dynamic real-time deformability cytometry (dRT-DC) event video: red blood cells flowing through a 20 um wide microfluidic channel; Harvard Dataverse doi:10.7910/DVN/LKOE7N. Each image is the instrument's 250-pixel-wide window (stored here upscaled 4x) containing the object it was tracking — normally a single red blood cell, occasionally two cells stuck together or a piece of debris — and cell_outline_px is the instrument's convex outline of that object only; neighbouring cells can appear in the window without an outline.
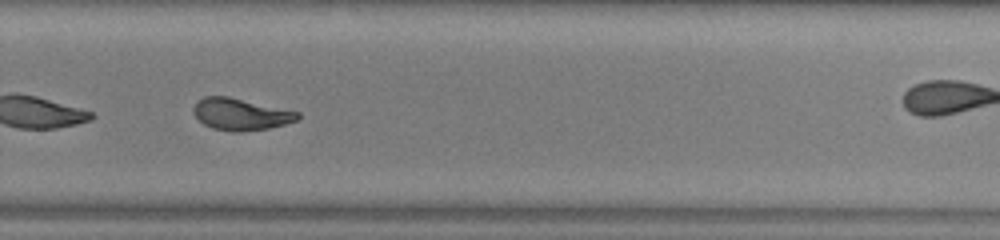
{"species": "common noctule bat (a hibernating species)", "species_latin": "Nyctalus noctula", "temperature_condition": "warm", "stored_images_in_passage": 39, "camera_frame_rate_fps": 3000, "um_per_image_px": 0.085, "animal": {"sex": "male", "body_mass_g": 13.0, "forearm_length_mm": 53.1}, "frame": {"image": 1, "passage_image": 23, "time_ms": 7.333, "image_size_px": [1000, 240], "cell_outline_px": [[300, 116], [296, 120], [284, 124], [268, 128], [244, 132], [232, 132], [212, 128], [204, 124], [192, 112], [192, 108], [204, 96], [228, 96], [300, 112]], "centroid_in_image_um": [20.45, 9.71], "position_along_channel_um": 309.3, "area_um2": 19.25}, "authors_computed_cell_mechanics": {"area_um2": 19.7676, "velocity_mm_per_s": 4.0247, "shape_relaxation_time_tau1_ms": 4.5921, "shape_relaxation_time_tau2_ms": 1.6902, "deformation_change_tau1": 0.1979, "deformation_change_tau2": 0.0557}}